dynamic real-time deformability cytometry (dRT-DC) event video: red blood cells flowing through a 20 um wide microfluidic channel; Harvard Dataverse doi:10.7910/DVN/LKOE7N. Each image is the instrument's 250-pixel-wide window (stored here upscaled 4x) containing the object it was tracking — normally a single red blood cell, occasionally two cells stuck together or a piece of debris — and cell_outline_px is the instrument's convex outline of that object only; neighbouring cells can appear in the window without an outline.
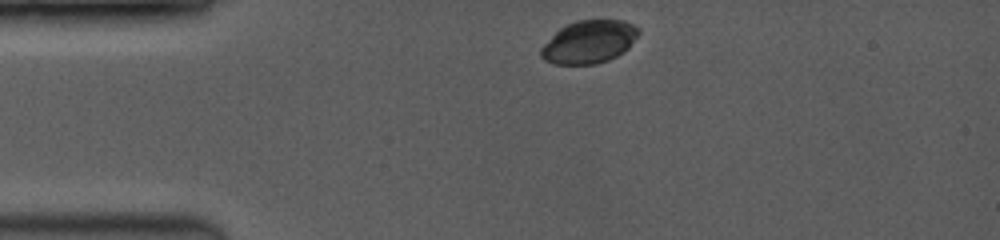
{"species": "common noctule bat (a hibernating species)", "species_latin": "Nyctalus noctula", "temperature_condition": "room temperature", "stored_images_in_passage": 5, "camera_frame_rate_fps": 3500, "um_per_image_px": 0.085, "animal": {"sex": "female", "body_mass_g": 19.0, "forearm_length_mm": 53.3}, "frame": {"image": 1, "passage_image": 1, "time_ms": 0.0, "image_size_px": [1000, 240], "cell_outline_px": [[640, 32], [628, 48], [624, 52], [608, 60], [596, 64], [552, 64], [544, 60], [540, 56], [540, 48], [560, 28], [576, 20], [620, 20], [632, 24]], "centroid_in_image_um": [50.05, 3.57], "position_along_channel_um": 35.0, "area_um2": 24.22}}